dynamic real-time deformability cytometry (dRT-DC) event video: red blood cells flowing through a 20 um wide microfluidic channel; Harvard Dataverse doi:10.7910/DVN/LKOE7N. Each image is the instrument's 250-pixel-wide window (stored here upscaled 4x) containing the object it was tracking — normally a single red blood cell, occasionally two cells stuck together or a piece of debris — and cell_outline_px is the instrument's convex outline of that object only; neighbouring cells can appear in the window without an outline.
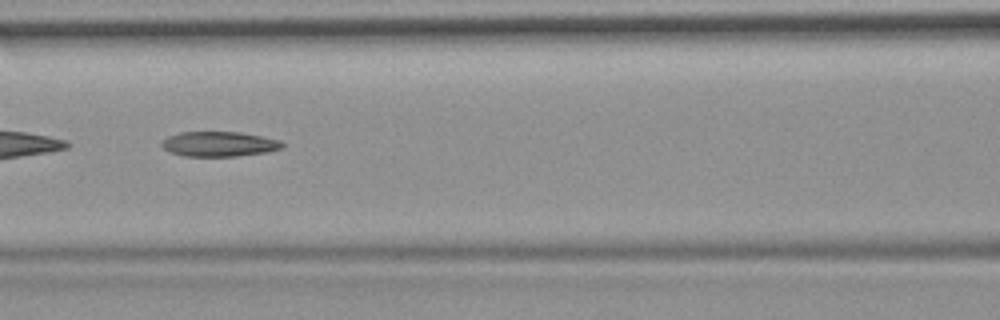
{"species": "common noctule bat (a hibernating species)", "species_latin": "Nyctalus noctula", "temperature_condition": "room temperature", "stored_images_in_passage": 54, "camera_frame_rate_fps": 3000, "um_per_image_px": 0.085, "animal": {"sex": "female", "body_mass_g": 19.9}, "frame": {"image": 1, "passage_image": 24, "time_ms": 7.667, "image_size_px": [1000, 320], "cell_outline_px": [[284, 144], [280, 148], [264, 152], [236, 156], [184, 156], [172, 152], [164, 148], [160, 144], [160, 140], [168, 136], [180, 132], [240, 132], [280, 140]], "centroid_in_image_um": [18.57, 12.23], "position_along_channel_um": 148.0, "area_um2": 17.34}, "authors_computed_cell_mechanics": {"area_um2": 18.5249, "velocity_mm_per_s": 3.7172, "shape_relaxation_time_tau1_ms": null, "shape_relaxation_time_tau2_ms": 8.4063, "deformation_change_tau1": null, "deformation_change_tau2": 0.2262}}